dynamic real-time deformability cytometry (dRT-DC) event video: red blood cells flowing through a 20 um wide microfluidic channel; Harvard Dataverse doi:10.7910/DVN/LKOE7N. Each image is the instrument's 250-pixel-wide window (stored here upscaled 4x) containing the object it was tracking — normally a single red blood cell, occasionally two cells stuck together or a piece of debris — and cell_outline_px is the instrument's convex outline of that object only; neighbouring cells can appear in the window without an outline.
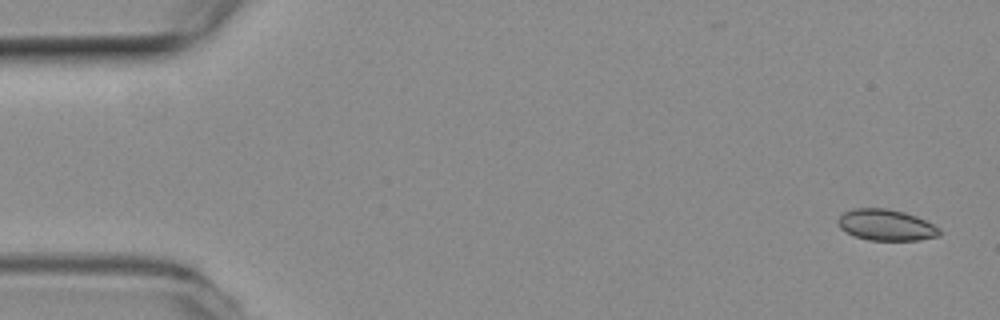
{"species": "common noctule bat (a hibernating species)", "species_latin": "Nyctalus noctula", "temperature_condition": "room temperature", "stored_images_in_passage": 6, "camera_frame_rate_fps": 3000, "um_per_image_px": 0.085, "animal": {"sex": "female", "body_mass_g": 19.3, "forearm_length_mm": 54.1}, "frame": {"image": 1, "passage_image": 1, "time_ms": 0.0, "image_size_px": [1000, 320], "cell_outline_px": [[940, 236], [920, 240], [868, 240], [852, 236], [840, 228], [836, 220], [844, 212], [852, 208], [888, 208], [904, 212], [916, 216], [940, 228]], "centroid_in_image_um": [75.29, 19.13], "position_along_channel_um": 9.7, "area_um2": 18.61}}